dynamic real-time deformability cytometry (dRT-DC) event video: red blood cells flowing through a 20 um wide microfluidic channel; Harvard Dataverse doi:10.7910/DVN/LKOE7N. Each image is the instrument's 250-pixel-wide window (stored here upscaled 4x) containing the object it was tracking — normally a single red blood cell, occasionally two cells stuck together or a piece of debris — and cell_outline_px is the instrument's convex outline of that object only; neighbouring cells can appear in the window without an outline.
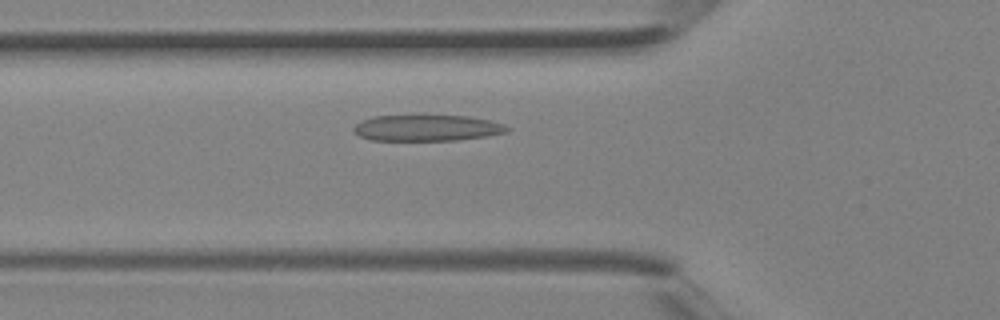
{"species": "Egyptian fruit bat (a non-hibernating species)", "species_latin": "Rousettus aegyptiacus", "temperature_condition": "room temperature", "stored_images_in_passage": 34, "camera_frame_rate_fps": 3000, "um_per_image_px": 0.085, "animal": {"sex": "female"}, "frame": {"image": 1, "passage_image": 10, "time_ms": 3.0, "image_size_px": [1000, 320], "cell_outline_px": [[512, 128], [508, 132], [488, 136], [456, 140], [372, 140], [360, 136], [352, 128], [360, 120], [372, 116], [468, 116], [488, 120], [504, 124]], "centroid_in_image_um": [36.32, 10.87], "position_along_channel_um": 89.5, "area_um2": 23.29}}
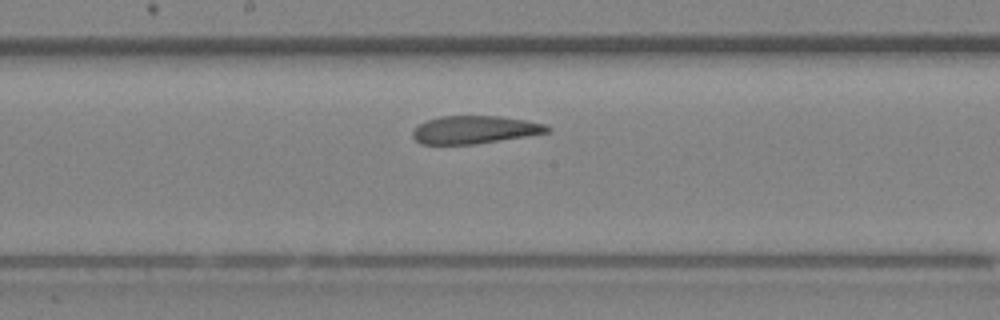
{"frame": {"image": 2, "passage_image": 17, "time_ms": 5.333, "image_size_px": [1000, 320], "cell_outline_px": [[552, 128], [548, 132], [528, 136], [476, 144], [420, 144], [412, 136], [412, 132], [420, 124], [428, 120], [440, 116], [500, 116], [528, 120], [544, 124]], "centroid_in_image_um": [40.37, 11.03], "position_along_channel_um": 207.8, "area_um2": 21.85}}
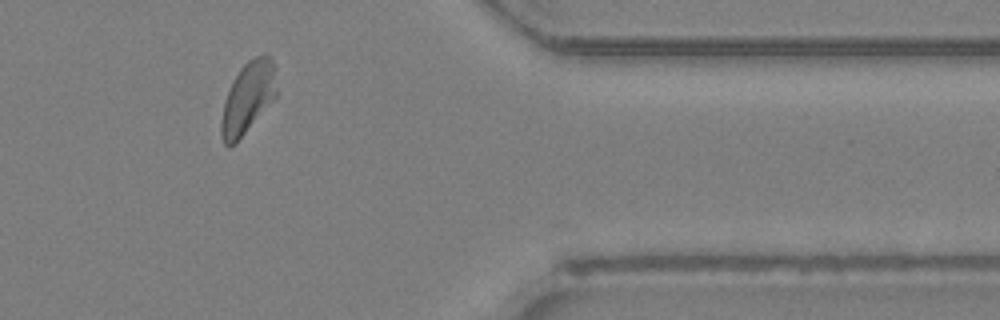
{"frame": {"image": 3, "passage_image": 29, "time_ms": 9.333, "image_size_px": [1000, 320], "cell_outline_px": [[276, 96], [236, 144], [228, 148], [224, 144], [220, 132], [220, 120], [224, 100], [240, 68], [248, 60], [260, 52], [264, 52], [268, 56], [276, 68]], "centroid_in_image_um": [21.06, 8.31], "position_along_channel_um": 390.3, "area_um2": 23.24}}